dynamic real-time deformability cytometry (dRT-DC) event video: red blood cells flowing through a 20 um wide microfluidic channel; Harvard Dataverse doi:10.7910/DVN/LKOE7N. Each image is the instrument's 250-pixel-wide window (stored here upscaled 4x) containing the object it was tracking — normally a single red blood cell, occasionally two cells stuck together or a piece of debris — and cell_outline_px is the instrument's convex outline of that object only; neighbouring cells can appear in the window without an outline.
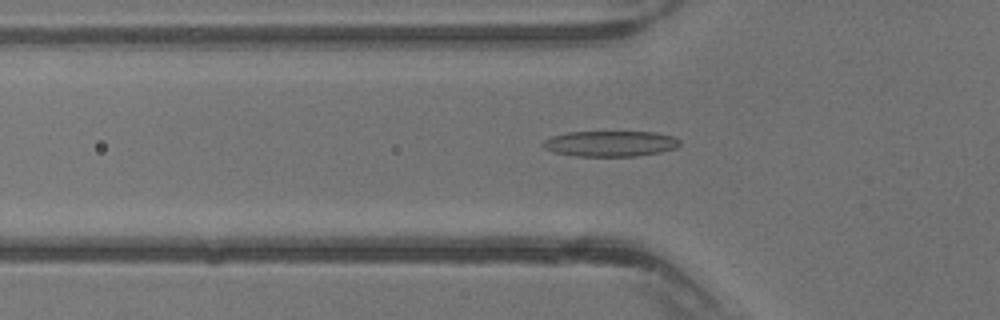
{"species": "common noctule bat (a hibernating species)", "species_latin": "Nyctalus noctula", "temperature_condition": "warm", "stored_images_in_passage": 39, "camera_frame_rate_fps": 3000, "um_per_image_px": 0.085, "animal": {"sex": "male", "body_mass_g": 13.3}, "frame": {"image": 1, "passage_image": 13, "time_ms": 4.0, "image_size_px": [1000, 320], "cell_outline_px": [[680, 144], [676, 148], [660, 152], [636, 156], [576, 156], [552, 152], [544, 148], [540, 144], [544, 140], [552, 136], [568, 132], [656, 132], [672, 136], [680, 140]], "centroid_in_image_um": [51.85, 12.21], "position_along_channel_um": 73.9, "area_um2": 20.52}}
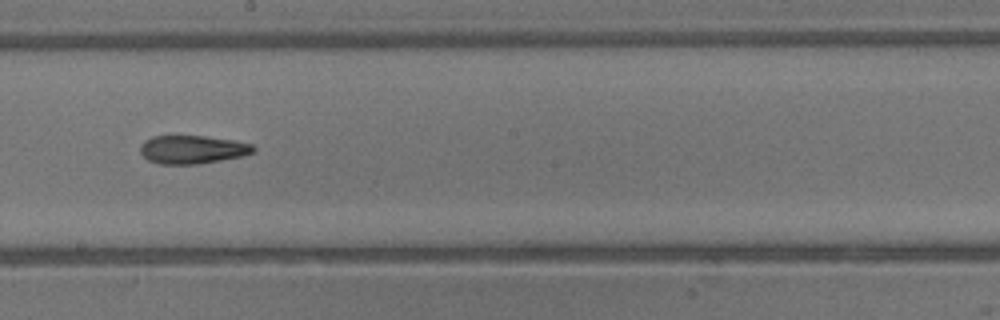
{"frame": {"image": 2, "passage_image": 22, "time_ms": 7.0, "image_size_px": [1000, 320], "cell_outline_px": [[256, 152], [244, 156], [200, 164], [160, 164], [148, 160], [140, 152], [140, 144], [144, 140], [152, 136], [204, 136], [232, 140], [252, 144], [256, 148]], "centroid_in_image_um": [16.37, 12.71], "position_along_channel_um": 231.8, "area_um2": 18.84}}
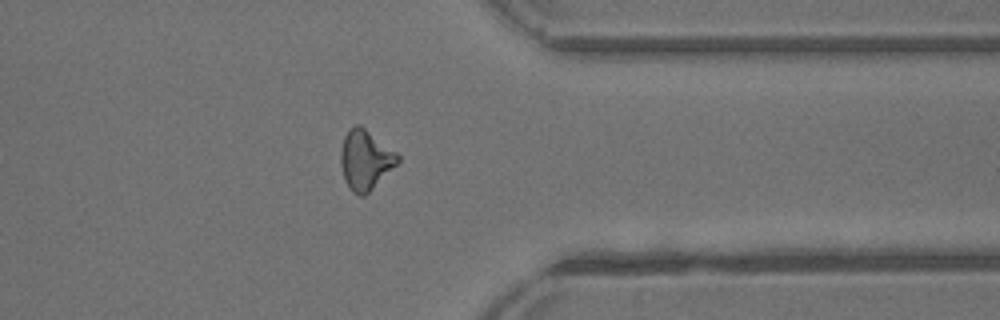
{"frame": {"image": 3, "passage_image": 31, "time_ms": 10.0, "image_size_px": [1000, 320], "cell_outline_px": [[400, 160], [364, 196], [360, 196], [352, 192], [348, 188], [344, 180], [340, 164], [340, 152], [344, 136], [356, 124], [360, 124], [396, 152], [400, 156]], "centroid_in_image_um": [31.02, 13.59], "position_along_channel_um": 380.4, "area_um2": 19.59}}